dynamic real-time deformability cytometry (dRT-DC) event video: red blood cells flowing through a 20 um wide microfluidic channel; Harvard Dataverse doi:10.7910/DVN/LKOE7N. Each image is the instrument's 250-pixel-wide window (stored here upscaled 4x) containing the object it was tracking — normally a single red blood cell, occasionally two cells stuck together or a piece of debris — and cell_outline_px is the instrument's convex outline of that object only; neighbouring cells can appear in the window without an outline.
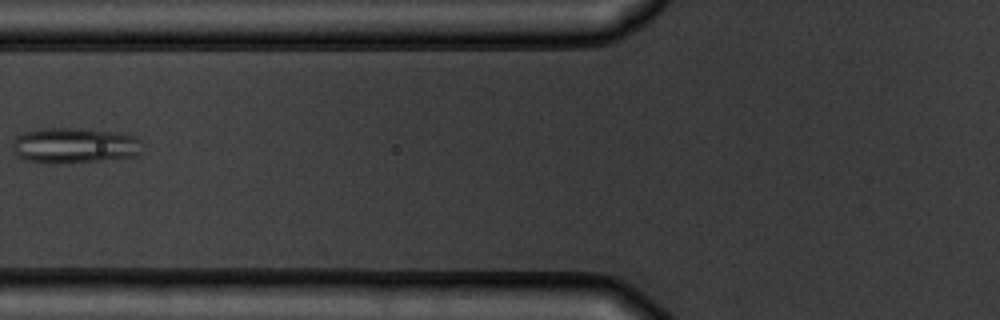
{"species": "common noctule bat (a hibernating species)", "species_latin": "Nyctalus noctula", "temperature_condition": "warm", "stored_images_in_passage": 8, "camera_frame_rate_fps": 3000, "um_per_image_px": 0.085, "animal": {"sex": "male", "body_mass_g": 19.5, "forearm_length_mm": 54.6}, "frame": {"image": 1, "passage_image": 7, "time_ms": 7.0, "image_size_px": [1000, 320], "cell_outline_px": [[140, 152], [136, 156], [100, 160], [52, 164], [24, 160], [16, 156], [12, 152], [12, 144], [16, 136], [24, 132], [40, 128], [80, 128], [108, 132], [132, 136], [140, 140]], "centroid_in_image_um": [6.22, 12.37], "position_along_channel_um": 119.6, "area_um2": 26.76}}